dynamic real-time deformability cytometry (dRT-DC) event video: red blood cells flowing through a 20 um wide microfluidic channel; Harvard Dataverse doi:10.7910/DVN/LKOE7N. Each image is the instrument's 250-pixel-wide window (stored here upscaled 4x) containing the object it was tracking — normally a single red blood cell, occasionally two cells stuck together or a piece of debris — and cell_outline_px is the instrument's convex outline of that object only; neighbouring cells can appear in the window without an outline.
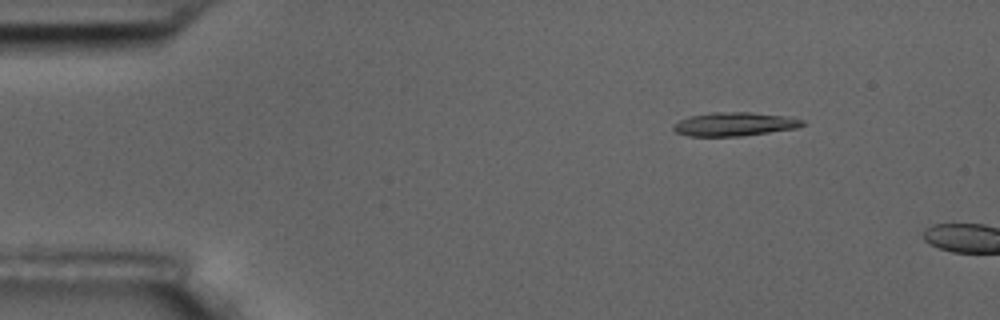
{"species": "common noctule bat (a hibernating species)", "species_latin": "Nyctalus noctula", "temperature_condition": "room temperature", "stored_images_in_passage": 4, "camera_frame_rate_fps": 3000, "um_per_image_px": 0.085, "animal": {"sex": "male", "body_mass_g": 17.5, "forearm_length_mm": 52.3}, "frame": {"image": 1, "passage_image": 3, "time_ms": 2.333, "image_size_px": [1000, 320], "cell_outline_px": [[808, 124], [796, 128], [740, 136], [688, 136], [676, 132], [672, 128], [672, 124], [688, 116], [712, 112], [752, 112], [792, 116], [804, 120]], "centroid_in_image_um": [62.46, 10.54], "position_along_channel_um": 22.5, "area_um2": 18.09}}